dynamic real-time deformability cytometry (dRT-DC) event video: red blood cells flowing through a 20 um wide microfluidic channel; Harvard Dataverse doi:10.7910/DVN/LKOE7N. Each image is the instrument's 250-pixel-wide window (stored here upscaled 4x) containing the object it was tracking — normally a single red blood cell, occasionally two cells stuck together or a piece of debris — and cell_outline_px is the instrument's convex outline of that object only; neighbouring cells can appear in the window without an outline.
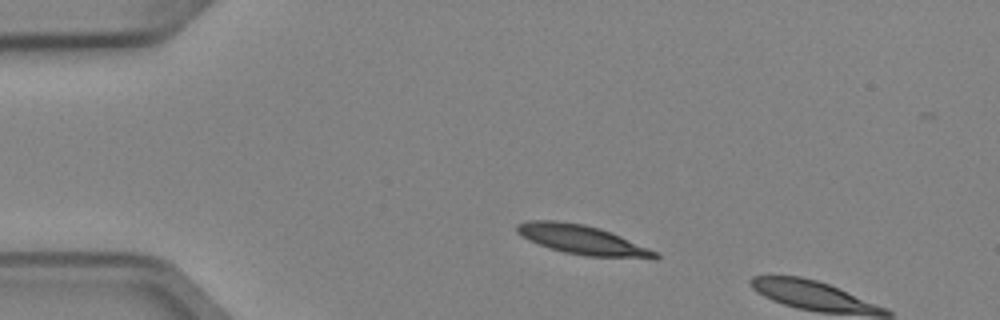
{"species": "Egyptian fruit bat (a non-hibernating species)", "species_latin": "Rousettus aegyptiacus", "temperature_condition": "cold", "stored_images_in_passage": 2, "camera_frame_rate_fps": 3000, "um_per_image_px": 0.085, "animal": {"sex": "female"}, "frame": {"image": 1, "passage_image": 1, "time_ms": 0.0, "image_size_px": [1000, 320], "cell_outline_px": [[660, 256], [656, 260], [584, 256], [564, 252], [548, 248], [528, 240], [516, 232], [516, 224], [528, 220], [556, 220], [584, 224], [600, 228], [620, 236], [648, 248], [656, 252]], "centroid_in_image_um": [49.5, 20.4], "position_along_channel_um": 35.5, "area_um2": 23.93}}